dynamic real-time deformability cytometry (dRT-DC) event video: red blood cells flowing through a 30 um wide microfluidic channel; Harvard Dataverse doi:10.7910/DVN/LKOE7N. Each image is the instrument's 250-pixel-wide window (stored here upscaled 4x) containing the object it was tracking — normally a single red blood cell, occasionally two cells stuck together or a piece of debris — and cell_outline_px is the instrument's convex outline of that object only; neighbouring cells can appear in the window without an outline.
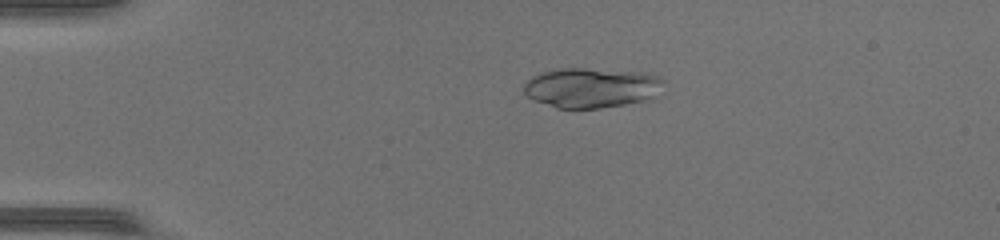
{"species": "common noctule bat (a hibernating species)", "species_latin": "Nyctalus noctula", "temperature_condition": "warm", "stored_images_in_passage": 42, "camera_frame_rate_fps": 3000, "um_per_image_px": 0.085, "animal": {"sex": "female", "body_mass_g": 17.0, "forearm_length_mm": 48.0}, "frame": {"image": 1, "passage_image": 5, "time_ms": 1.333, "image_size_px": [1000, 240], "cell_outline_px": [[664, 80], [648, 100], [600, 108], [556, 108], [536, 100], [528, 96], [524, 92], [524, 84], [532, 76], [540, 72], [556, 68], [584, 68], [640, 72], [656, 76]], "centroid_in_image_um": [50.19, 7.44], "position_along_channel_um": 34.8, "area_um2": 32.08}}